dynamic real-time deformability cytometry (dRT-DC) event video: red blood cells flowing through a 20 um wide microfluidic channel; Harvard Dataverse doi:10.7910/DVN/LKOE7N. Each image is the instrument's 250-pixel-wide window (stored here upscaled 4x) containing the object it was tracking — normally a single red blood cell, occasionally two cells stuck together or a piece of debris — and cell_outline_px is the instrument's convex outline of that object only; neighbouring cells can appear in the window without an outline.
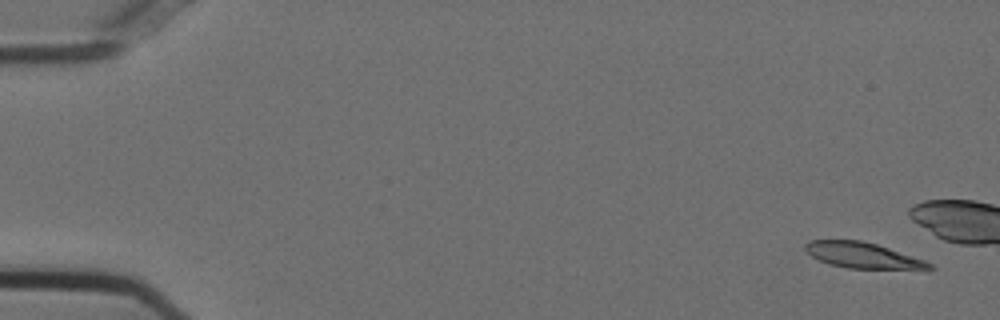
{"species": "Egyptian fruit bat (a non-hibernating species)", "species_latin": "Rousettus aegyptiacus", "temperature_condition": "cold", "stored_images_in_passage": 18, "camera_frame_rate_fps": 3000, "um_per_image_px": 0.085, "animal": {"sex": "female"}, "frame": {"image": 1, "passage_image": 3, "time_ms": 0.667, "image_size_px": [1000, 320], "cell_outline_px": [[936, 268], [848, 268], [828, 264], [812, 256], [804, 248], [804, 244], [808, 240], [860, 240], [876, 244], [924, 260], [932, 264]], "centroid_in_image_um": [73.24, 21.68], "position_along_channel_um": 11.8, "area_um2": 18.09}}